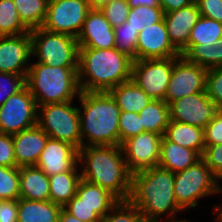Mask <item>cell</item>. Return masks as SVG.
Instances as JSON below:
<instances>
[{"mask_svg": "<svg viewBox=\"0 0 222 222\" xmlns=\"http://www.w3.org/2000/svg\"><path fill=\"white\" fill-rule=\"evenodd\" d=\"M175 173L159 166L131 176L129 201L136 206L145 222H161L165 213L174 218L180 211L174 195Z\"/></svg>", "mask_w": 222, "mask_h": 222, "instance_id": "obj_1", "label": "cell"}, {"mask_svg": "<svg viewBox=\"0 0 222 222\" xmlns=\"http://www.w3.org/2000/svg\"><path fill=\"white\" fill-rule=\"evenodd\" d=\"M78 164L79 168L83 166L82 179L107 189L119 200L129 199L132 174L126 166L121 146L81 147Z\"/></svg>", "mask_w": 222, "mask_h": 222, "instance_id": "obj_2", "label": "cell"}, {"mask_svg": "<svg viewBox=\"0 0 222 222\" xmlns=\"http://www.w3.org/2000/svg\"><path fill=\"white\" fill-rule=\"evenodd\" d=\"M133 59L111 49H78V83L81 91L109 92L131 79Z\"/></svg>", "mask_w": 222, "mask_h": 222, "instance_id": "obj_3", "label": "cell"}, {"mask_svg": "<svg viewBox=\"0 0 222 222\" xmlns=\"http://www.w3.org/2000/svg\"><path fill=\"white\" fill-rule=\"evenodd\" d=\"M78 98L82 147L119 146L121 111L110 93L81 91Z\"/></svg>", "mask_w": 222, "mask_h": 222, "instance_id": "obj_4", "label": "cell"}, {"mask_svg": "<svg viewBox=\"0 0 222 222\" xmlns=\"http://www.w3.org/2000/svg\"><path fill=\"white\" fill-rule=\"evenodd\" d=\"M78 67H52L43 63L30 64L26 86L36 105L73 101L80 95Z\"/></svg>", "mask_w": 222, "mask_h": 222, "instance_id": "obj_5", "label": "cell"}, {"mask_svg": "<svg viewBox=\"0 0 222 222\" xmlns=\"http://www.w3.org/2000/svg\"><path fill=\"white\" fill-rule=\"evenodd\" d=\"M216 193H222V186L202 158L187 169L175 173L174 195L183 211L189 207L195 208L198 200Z\"/></svg>", "mask_w": 222, "mask_h": 222, "instance_id": "obj_6", "label": "cell"}, {"mask_svg": "<svg viewBox=\"0 0 222 222\" xmlns=\"http://www.w3.org/2000/svg\"><path fill=\"white\" fill-rule=\"evenodd\" d=\"M72 102L37 106V125L49 138L68 142L79 150L82 147L79 110Z\"/></svg>", "mask_w": 222, "mask_h": 222, "instance_id": "obj_7", "label": "cell"}, {"mask_svg": "<svg viewBox=\"0 0 222 222\" xmlns=\"http://www.w3.org/2000/svg\"><path fill=\"white\" fill-rule=\"evenodd\" d=\"M32 56L37 62L52 67H78V41L67 34L48 31L42 27L30 31Z\"/></svg>", "mask_w": 222, "mask_h": 222, "instance_id": "obj_8", "label": "cell"}, {"mask_svg": "<svg viewBox=\"0 0 222 222\" xmlns=\"http://www.w3.org/2000/svg\"><path fill=\"white\" fill-rule=\"evenodd\" d=\"M177 58L133 60L131 79L152 100H165L173 63Z\"/></svg>", "mask_w": 222, "mask_h": 222, "instance_id": "obj_9", "label": "cell"}, {"mask_svg": "<svg viewBox=\"0 0 222 222\" xmlns=\"http://www.w3.org/2000/svg\"><path fill=\"white\" fill-rule=\"evenodd\" d=\"M90 9L88 0L50 1L42 28L77 39Z\"/></svg>", "mask_w": 222, "mask_h": 222, "instance_id": "obj_10", "label": "cell"}, {"mask_svg": "<svg viewBox=\"0 0 222 222\" xmlns=\"http://www.w3.org/2000/svg\"><path fill=\"white\" fill-rule=\"evenodd\" d=\"M37 124V105L25 86L0 106V133L15 134Z\"/></svg>", "mask_w": 222, "mask_h": 222, "instance_id": "obj_11", "label": "cell"}, {"mask_svg": "<svg viewBox=\"0 0 222 222\" xmlns=\"http://www.w3.org/2000/svg\"><path fill=\"white\" fill-rule=\"evenodd\" d=\"M207 68L187 61L179 56L173 63L172 74L165 95V101L171 102L193 93L206 92Z\"/></svg>", "mask_w": 222, "mask_h": 222, "instance_id": "obj_12", "label": "cell"}, {"mask_svg": "<svg viewBox=\"0 0 222 222\" xmlns=\"http://www.w3.org/2000/svg\"><path fill=\"white\" fill-rule=\"evenodd\" d=\"M162 137L143 132L121 143L126 166L131 174L158 166Z\"/></svg>", "mask_w": 222, "mask_h": 222, "instance_id": "obj_13", "label": "cell"}, {"mask_svg": "<svg viewBox=\"0 0 222 222\" xmlns=\"http://www.w3.org/2000/svg\"><path fill=\"white\" fill-rule=\"evenodd\" d=\"M171 120L205 128L219 112L206 92L193 93L169 104Z\"/></svg>", "mask_w": 222, "mask_h": 222, "instance_id": "obj_14", "label": "cell"}, {"mask_svg": "<svg viewBox=\"0 0 222 222\" xmlns=\"http://www.w3.org/2000/svg\"><path fill=\"white\" fill-rule=\"evenodd\" d=\"M31 56L30 32L16 36H0V72L27 76Z\"/></svg>", "mask_w": 222, "mask_h": 222, "instance_id": "obj_15", "label": "cell"}, {"mask_svg": "<svg viewBox=\"0 0 222 222\" xmlns=\"http://www.w3.org/2000/svg\"><path fill=\"white\" fill-rule=\"evenodd\" d=\"M181 53L171 43L164 19L138 33L136 60L179 57Z\"/></svg>", "mask_w": 222, "mask_h": 222, "instance_id": "obj_16", "label": "cell"}, {"mask_svg": "<svg viewBox=\"0 0 222 222\" xmlns=\"http://www.w3.org/2000/svg\"><path fill=\"white\" fill-rule=\"evenodd\" d=\"M79 48L111 49L115 47L114 28L100 9L91 8L78 37Z\"/></svg>", "mask_w": 222, "mask_h": 222, "instance_id": "obj_17", "label": "cell"}, {"mask_svg": "<svg viewBox=\"0 0 222 222\" xmlns=\"http://www.w3.org/2000/svg\"><path fill=\"white\" fill-rule=\"evenodd\" d=\"M78 151L68 142L48 138L35 166L48 176L70 171L78 163Z\"/></svg>", "mask_w": 222, "mask_h": 222, "instance_id": "obj_18", "label": "cell"}, {"mask_svg": "<svg viewBox=\"0 0 222 222\" xmlns=\"http://www.w3.org/2000/svg\"><path fill=\"white\" fill-rule=\"evenodd\" d=\"M200 16L195 2L187 7L164 13V22L169 39L181 54L188 47L191 29Z\"/></svg>", "mask_w": 222, "mask_h": 222, "instance_id": "obj_19", "label": "cell"}, {"mask_svg": "<svg viewBox=\"0 0 222 222\" xmlns=\"http://www.w3.org/2000/svg\"><path fill=\"white\" fill-rule=\"evenodd\" d=\"M12 137L17 167L35 166L49 136L36 124Z\"/></svg>", "mask_w": 222, "mask_h": 222, "instance_id": "obj_20", "label": "cell"}, {"mask_svg": "<svg viewBox=\"0 0 222 222\" xmlns=\"http://www.w3.org/2000/svg\"><path fill=\"white\" fill-rule=\"evenodd\" d=\"M19 175V198L32 201L50 200L49 176L39 167H19Z\"/></svg>", "mask_w": 222, "mask_h": 222, "instance_id": "obj_21", "label": "cell"}, {"mask_svg": "<svg viewBox=\"0 0 222 222\" xmlns=\"http://www.w3.org/2000/svg\"><path fill=\"white\" fill-rule=\"evenodd\" d=\"M200 159L201 156L195 150L185 148L162 137L159 167L177 173L194 165Z\"/></svg>", "mask_w": 222, "mask_h": 222, "instance_id": "obj_22", "label": "cell"}, {"mask_svg": "<svg viewBox=\"0 0 222 222\" xmlns=\"http://www.w3.org/2000/svg\"><path fill=\"white\" fill-rule=\"evenodd\" d=\"M76 196L79 198V203L95 208V212L101 218L120 201L107 189L82 178L78 184Z\"/></svg>", "mask_w": 222, "mask_h": 222, "instance_id": "obj_23", "label": "cell"}, {"mask_svg": "<svg viewBox=\"0 0 222 222\" xmlns=\"http://www.w3.org/2000/svg\"><path fill=\"white\" fill-rule=\"evenodd\" d=\"M163 136L180 146L195 150L201 157L204 153V129L201 127L171 120Z\"/></svg>", "mask_w": 222, "mask_h": 222, "instance_id": "obj_24", "label": "cell"}, {"mask_svg": "<svg viewBox=\"0 0 222 222\" xmlns=\"http://www.w3.org/2000/svg\"><path fill=\"white\" fill-rule=\"evenodd\" d=\"M17 222H58L63 207L47 201L17 199Z\"/></svg>", "mask_w": 222, "mask_h": 222, "instance_id": "obj_25", "label": "cell"}, {"mask_svg": "<svg viewBox=\"0 0 222 222\" xmlns=\"http://www.w3.org/2000/svg\"><path fill=\"white\" fill-rule=\"evenodd\" d=\"M109 93L124 112L139 113L152 101L132 79L113 87Z\"/></svg>", "mask_w": 222, "mask_h": 222, "instance_id": "obj_26", "label": "cell"}, {"mask_svg": "<svg viewBox=\"0 0 222 222\" xmlns=\"http://www.w3.org/2000/svg\"><path fill=\"white\" fill-rule=\"evenodd\" d=\"M78 166L77 163L70 171L49 176L50 201L64 207L76 195L81 180Z\"/></svg>", "mask_w": 222, "mask_h": 222, "instance_id": "obj_27", "label": "cell"}, {"mask_svg": "<svg viewBox=\"0 0 222 222\" xmlns=\"http://www.w3.org/2000/svg\"><path fill=\"white\" fill-rule=\"evenodd\" d=\"M144 132L164 135L167 125L171 122L170 107L165 100H152L139 112Z\"/></svg>", "mask_w": 222, "mask_h": 222, "instance_id": "obj_28", "label": "cell"}, {"mask_svg": "<svg viewBox=\"0 0 222 222\" xmlns=\"http://www.w3.org/2000/svg\"><path fill=\"white\" fill-rule=\"evenodd\" d=\"M23 25L29 30L43 26L48 2L46 0H13Z\"/></svg>", "mask_w": 222, "mask_h": 222, "instance_id": "obj_29", "label": "cell"}, {"mask_svg": "<svg viewBox=\"0 0 222 222\" xmlns=\"http://www.w3.org/2000/svg\"><path fill=\"white\" fill-rule=\"evenodd\" d=\"M222 37V23L200 16L195 26L191 29L189 45L211 46Z\"/></svg>", "mask_w": 222, "mask_h": 222, "instance_id": "obj_30", "label": "cell"}, {"mask_svg": "<svg viewBox=\"0 0 222 222\" xmlns=\"http://www.w3.org/2000/svg\"><path fill=\"white\" fill-rule=\"evenodd\" d=\"M30 32L21 22L13 0H0V36H16Z\"/></svg>", "mask_w": 222, "mask_h": 222, "instance_id": "obj_31", "label": "cell"}, {"mask_svg": "<svg viewBox=\"0 0 222 222\" xmlns=\"http://www.w3.org/2000/svg\"><path fill=\"white\" fill-rule=\"evenodd\" d=\"M164 19V11L161 7L138 6L131 8L126 22L137 32L145 27L161 22Z\"/></svg>", "mask_w": 222, "mask_h": 222, "instance_id": "obj_32", "label": "cell"}, {"mask_svg": "<svg viewBox=\"0 0 222 222\" xmlns=\"http://www.w3.org/2000/svg\"><path fill=\"white\" fill-rule=\"evenodd\" d=\"M115 48L133 60H136V47L138 41V32L127 22L114 27Z\"/></svg>", "mask_w": 222, "mask_h": 222, "instance_id": "obj_33", "label": "cell"}, {"mask_svg": "<svg viewBox=\"0 0 222 222\" xmlns=\"http://www.w3.org/2000/svg\"><path fill=\"white\" fill-rule=\"evenodd\" d=\"M19 167L0 166V199H19Z\"/></svg>", "mask_w": 222, "mask_h": 222, "instance_id": "obj_34", "label": "cell"}, {"mask_svg": "<svg viewBox=\"0 0 222 222\" xmlns=\"http://www.w3.org/2000/svg\"><path fill=\"white\" fill-rule=\"evenodd\" d=\"M99 222H144L139 210L129 200H120Z\"/></svg>", "mask_w": 222, "mask_h": 222, "instance_id": "obj_35", "label": "cell"}, {"mask_svg": "<svg viewBox=\"0 0 222 222\" xmlns=\"http://www.w3.org/2000/svg\"><path fill=\"white\" fill-rule=\"evenodd\" d=\"M214 48L215 44L211 46L188 45L181 56L191 63L210 69L214 67Z\"/></svg>", "mask_w": 222, "mask_h": 222, "instance_id": "obj_36", "label": "cell"}, {"mask_svg": "<svg viewBox=\"0 0 222 222\" xmlns=\"http://www.w3.org/2000/svg\"><path fill=\"white\" fill-rule=\"evenodd\" d=\"M144 132L139 113L121 111L119 118V146L130 137Z\"/></svg>", "mask_w": 222, "mask_h": 222, "instance_id": "obj_37", "label": "cell"}, {"mask_svg": "<svg viewBox=\"0 0 222 222\" xmlns=\"http://www.w3.org/2000/svg\"><path fill=\"white\" fill-rule=\"evenodd\" d=\"M26 86V76L0 72V106Z\"/></svg>", "mask_w": 222, "mask_h": 222, "instance_id": "obj_38", "label": "cell"}, {"mask_svg": "<svg viewBox=\"0 0 222 222\" xmlns=\"http://www.w3.org/2000/svg\"><path fill=\"white\" fill-rule=\"evenodd\" d=\"M130 9L127 0H113L100 8L113 28L126 22Z\"/></svg>", "mask_w": 222, "mask_h": 222, "instance_id": "obj_39", "label": "cell"}, {"mask_svg": "<svg viewBox=\"0 0 222 222\" xmlns=\"http://www.w3.org/2000/svg\"><path fill=\"white\" fill-rule=\"evenodd\" d=\"M206 93L220 109L222 107V66L208 69L206 75Z\"/></svg>", "mask_w": 222, "mask_h": 222, "instance_id": "obj_40", "label": "cell"}, {"mask_svg": "<svg viewBox=\"0 0 222 222\" xmlns=\"http://www.w3.org/2000/svg\"><path fill=\"white\" fill-rule=\"evenodd\" d=\"M63 209L84 222H99L101 217L95 212V208L79 203V198L75 195Z\"/></svg>", "mask_w": 222, "mask_h": 222, "instance_id": "obj_41", "label": "cell"}, {"mask_svg": "<svg viewBox=\"0 0 222 222\" xmlns=\"http://www.w3.org/2000/svg\"><path fill=\"white\" fill-rule=\"evenodd\" d=\"M211 169L212 173L221 181L222 179V144L205 146L201 157Z\"/></svg>", "mask_w": 222, "mask_h": 222, "instance_id": "obj_42", "label": "cell"}, {"mask_svg": "<svg viewBox=\"0 0 222 222\" xmlns=\"http://www.w3.org/2000/svg\"><path fill=\"white\" fill-rule=\"evenodd\" d=\"M205 146L222 144V113L219 111L204 128Z\"/></svg>", "mask_w": 222, "mask_h": 222, "instance_id": "obj_43", "label": "cell"}, {"mask_svg": "<svg viewBox=\"0 0 222 222\" xmlns=\"http://www.w3.org/2000/svg\"><path fill=\"white\" fill-rule=\"evenodd\" d=\"M0 166L16 167L14 144L11 134L0 133Z\"/></svg>", "mask_w": 222, "mask_h": 222, "instance_id": "obj_44", "label": "cell"}, {"mask_svg": "<svg viewBox=\"0 0 222 222\" xmlns=\"http://www.w3.org/2000/svg\"><path fill=\"white\" fill-rule=\"evenodd\" d=\"M200 15L222 23V0H194Z\"/></svg>", "mask_w": 222, "mask_h": 222, "instance_id": "obj_45", "label": "cell"}, {"mask_svg": "<svg viewBox=\"0 0 222 222\" xmlns=\"http://www.w3.org/2000/svg\"><path fill=\"white\" fill-rule=\"evenodd\" d=\"M17 200H6L0 208V222H17Z\"/></svg>", "mask_w": 222, "mask_h": 222, "instance_id": "obj_46", "label": "cell"}, {"mask_svg": "<svg viewBox=\"0 0 222 222\" xmlns=\"http://www.w3.org/2000/svg\"><path fill=\"white\" fill-rule=\"evenodd\" d=\"M194 0H160V7L164 13L181 9L192 4Z\"/></svg>", "mask_w": 222, "mask_h": 222, "instance_id": "obj_47", "label": "cell"}, {"mask_svg": "<svg viewBox=\"0 0 222 222\" xmlns=\"http://www.w3.org/2000/svg\"><path fill=\"white\" fill-rule=\"evenodd\" d=\"M130 8L138 6L160 7V0H127Z\"/></svg>", "mask_w": 222, "mask_h": 222, "instance_id": "obj_48", "label": "cell"}, {"mask_svg": "<svg viewBox=\"0 0 222 222\" xmlns=\"http://www.w3.org/2000/svg\"><path fill=\"white\" fill-rule=\"evenodd\" d=\"M222 66V37L215 43L214 48V67Z\"/></svg>", "mask_w": 222, "mask_h": 222, "instance_id": "obj_49", "label": "cell"}, {"mask_svg": "<svg viewBox=\"0 0 222 222\" xmlns=\"http://www.w3.org/2000/svg\"><path fill=\"white\" fill-rule=\"evenodd\" d=\"M58 222H84L67 213L63 208L61 210Z\"/></svg>", "mask_w": 222, "mask_h": 222, "instance_id": "obj_50", "label": "cell"}, {"mask_svg": "<svg viewBox=\"0 0 222 222\" xmlns=\"http://www.w3.org/2000/svg\"><path fill=\"white\" fill-rule=\"evenodd\" d=\"M113 0H88L91 8L100 9Z\"/></svg>", "mask_w": 222, "mask_h": 222, "instance_id": "obj_51", "label": "cell"}, {"mask_svg": "<svg viewBox=\"0 0 222 222\" xmlns=\"http://www.w3.org/2000/svg\"><path fill=\"white\" fill-rule=\"evenodd\" d=\"M222 180V179H221ZM214 207V212L218 213L217 218L215 220L217 221H222V207L219 205H215ZM221 207V208H220Z\"/></svg>", "mask_w": 222, "mask_h": 222, "instance_id": "obj_52", "label": "cell"}, {"mask_svg": "<svg viewBox=\"0 0 222 222\" xmlns=\"http://www.w3.org/2000/svg\"><path fill=\"white\" fill-rule=\"evenodd\" d=\"M176 217H174V218H167L166 220H168V221H166V222H190L189 220H183V219H181V220H179V219H175Z\"/></svg>", "mask_w": 222, "mask_h": 222, "instance_id": "obj_53", "label": "cell"}, {"mask_svg": "<svg viewBox=\"0 0 222 222\" xmlns=\"http://www.w3.org/2000/svg\"><path fill=\"white\" fill-rule=\"evenodd\" d=\"M6 200L0 199V208L2 207V204L5 202Z\"/></svg>", "mask_w": 222, "mask_h": 222, "instance_id": "obj_54", "label": "cell"}]
</instances>
